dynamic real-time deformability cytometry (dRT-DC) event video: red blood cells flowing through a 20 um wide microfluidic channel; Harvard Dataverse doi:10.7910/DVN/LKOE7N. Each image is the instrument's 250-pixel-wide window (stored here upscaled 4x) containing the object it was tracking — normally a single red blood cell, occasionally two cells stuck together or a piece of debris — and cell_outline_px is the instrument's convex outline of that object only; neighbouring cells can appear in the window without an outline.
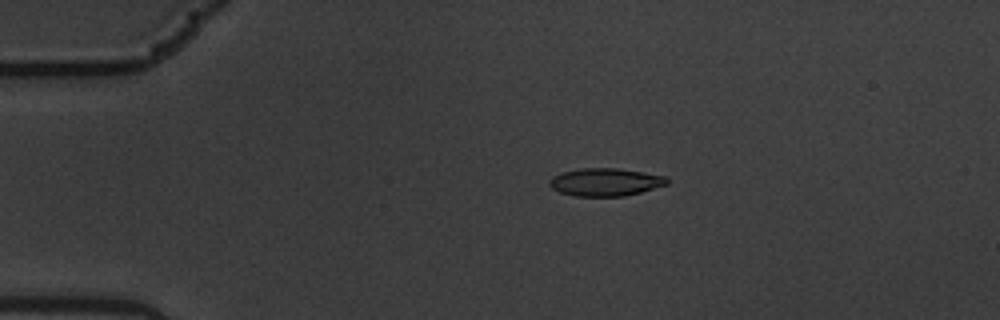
{"species": "common noctule bat (a hibernating species)", "species_latin": "Nyctalus noctula", "temperature_condition": "warm", "stored_images_in_passage": 5, "camera_frame_rate_fps": 3000, "um_per_image_px": 0.085, "animal": {"sex": "male", "body_mass_g": 19.5, "forearm_length_mm": 54.6}, "frame": {"image": 1, "passage_image": 4, "time_ms": 1.0, "image_size_px": [1000, 320], "cell_outline_px": [[668, 184], [640, 192], [624, 196], [576, 196], [560, 192], [552, 188], [548, 184], [548, 180], [552, 176], [560, 172], [580, 168], [616, 168], [644, 172], [668, 176]], "centroid_in_image_um": [51.44, 15.46], "position_along_channel_um": 33.6, "area_um2": 19.19}}